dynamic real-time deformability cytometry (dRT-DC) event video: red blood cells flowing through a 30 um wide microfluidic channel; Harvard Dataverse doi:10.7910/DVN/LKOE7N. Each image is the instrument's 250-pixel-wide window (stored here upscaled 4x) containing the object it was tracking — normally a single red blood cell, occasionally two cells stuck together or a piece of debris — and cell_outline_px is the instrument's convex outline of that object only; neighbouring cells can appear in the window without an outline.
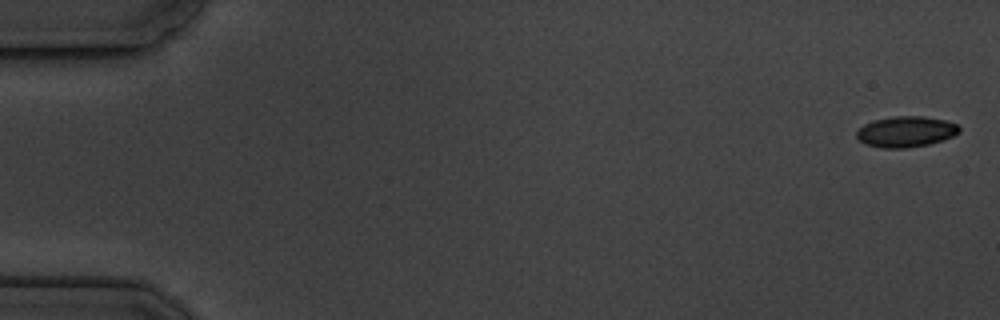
{"species": "common noctule bat (a hibernating species)", "species_latin": "Nyctalus noctula", "temperature_condition": "cold", "stored_images_in_passage": 17, "camera_frame_rate_fps": 3000, "um_per_image_px": 0.085, "animal": {"sex": "male", "body_mass_g": 19.5, "forearm_length_mm": 54.6}, "frame": {"image": 1, "passage_image": 1, "time_ms": 0.0, "image_size_px": [1000, 320], "cell_outline_px": [[960, 132], [944, 140], [928, 144], [908, 148], [880, 148], [864, 144], [856, 136], [856, 132], [864, 124], [872, 120], [892, 116], [924, 116], [944, 120], [956, 124], [960, 128]], "centroid_in_image_um": [76.98, 11.19], "position_along_channel_um": 8.0, "area_um2": 18.55}}
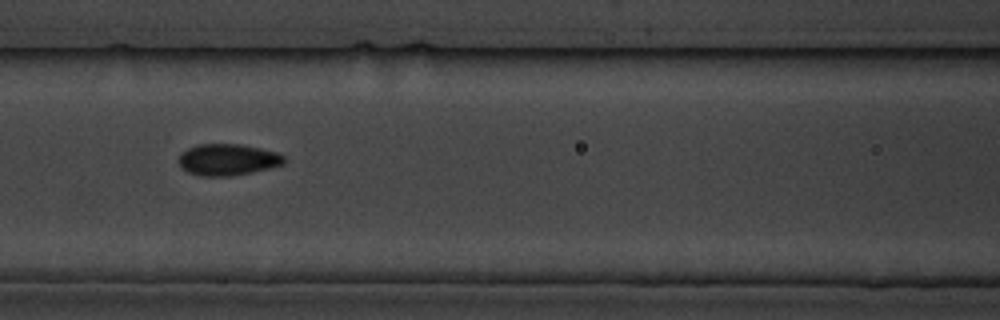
{"frame": {"image": 2, "passage_image": 8, "time_ms": 8.0, "image_size_px": [1000, 320], "cell_outline_px": [[288, 160], [284, 164], [252, 172], [232, 176], [200, 176], [188, 172], [180, 168], [176, 160], [180, 152], [196, 144], [240, 144], [260, 148], [276, 152], [284, 156]], "centroid_in_image_um": [19.31, 13.57], "position_along_channel_um": 147.3, "area_um2": 19.71}}
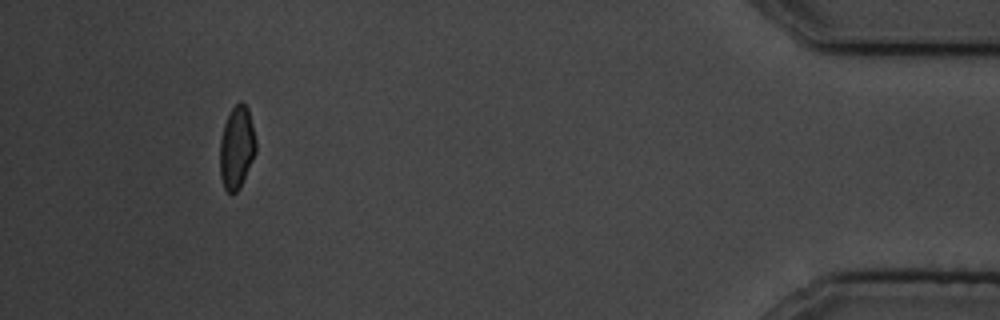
{"frame": {"image": 3, "passage_image": 16, "time_ms": 17.333, "image_size_px": [1000, 320], "cell_outline_px": [[256, 152], [240, 188], [236, 192], [228, 192], [224, 188], [220, 176], [220, 140], [224, 124], [232, 108], [240, 100], [248, 108], [256, 140]], "centroid_in_image_um": [20.12, 12.54], "position_along_channel_um": 415.1, "area_um2": 17.28}, "authors_computed_cell_mechanics": {"area_um2": 18.7272, "velocity_mm_per_s": 3.5478, "shape_relaxation_time_tau1_ms": 5.5386, "shape_relaxation_time_tau2_ms": 2.9606, "deformation_change_tau1": 0.0889, "deformation_change_tau2": 0.0526}}